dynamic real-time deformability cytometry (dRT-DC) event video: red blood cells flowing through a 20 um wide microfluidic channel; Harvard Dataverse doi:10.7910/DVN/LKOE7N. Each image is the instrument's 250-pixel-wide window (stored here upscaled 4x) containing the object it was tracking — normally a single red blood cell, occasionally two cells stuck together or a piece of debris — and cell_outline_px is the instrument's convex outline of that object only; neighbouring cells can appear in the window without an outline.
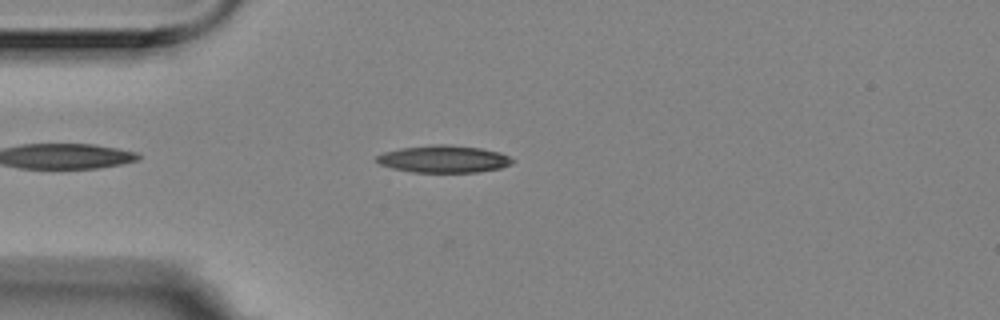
{"species": "Egyptian fruit bat (a non-hibernating species)", "species_latin": "Rousettus aegyptiacus", "temperature_condition": "room temperature", "stored_images_in_passage": 28, "camera_frame_rate_fps": 3000, "um_per_image_px": 0.085, "animal": {"sex": "female"}, "frame": {"image": 1, "passage_image": 6, "time_ms": 1.667, "image_size_px": [1000, 320], "cell_outline_px": [[512, 164], [500, 168], [476, 172], [412, 172], [392, 168], [380, 164], [376, 160], [376, 156], [384, 152], [400, 148], [432, 144], [448, 144], [480, 148], [500, 152], [508, 156], [512, 160]], "centroid_in_image_um": [37.69, 13.51], "position_along_channel_um": 47.3, "area_um2": 21.5}}
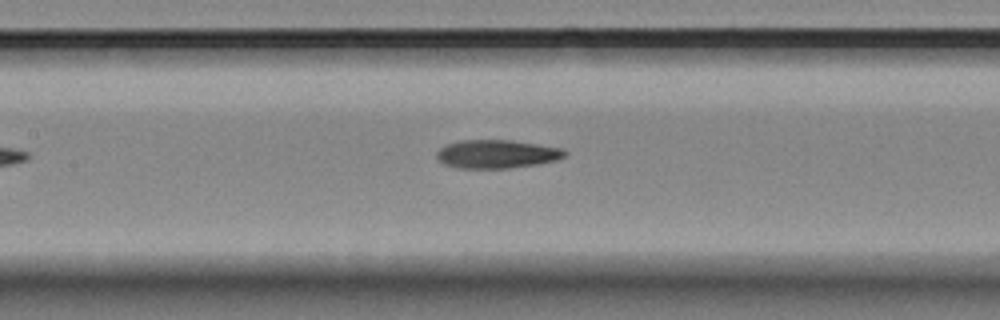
{"frame": {"image": 2, "passage_image": 17, "time_ms": 5.333, "image_size_px": [1000, 320], "cell_outline_px": [[568, 152], [564, 156], [556, 160], [536, 164], [508, 168], [456, 168], [444, 164], [436, 156], [436, 152], [440, 148], [448, 144], [460, 140], [512, 140], [564, 148]], "centroid_in_image_um": [42.24, 13.09], "position_along_channel_um": 165.2, "area_um2": 21.21}}
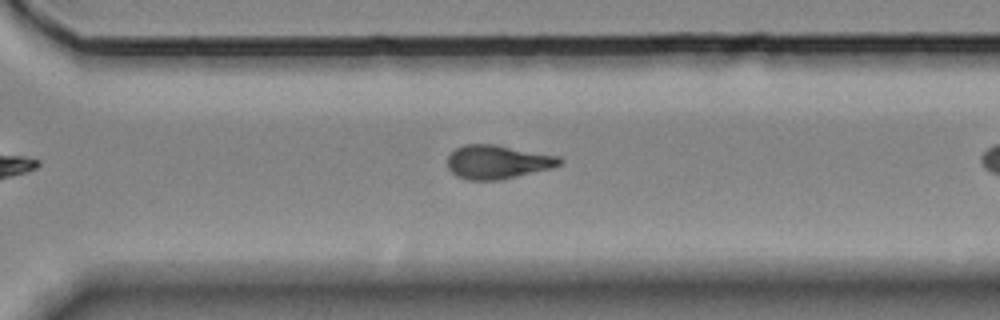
{"frame": {"image": 3, "passage_image": 27, "time_ms": 8.667, "image_size_px": [1000, 320], "cell_outline_px": [[564, 160], [560, 164], [552, 168], [500, 180], [468, 180], [456, 176], [448, 168], [448, 156], [456, 148], [464, 144], [496, 144], [560, 156]], "centroid_in_image_um": [42.31, 13.76], "position_along_channel_um": 328.3, "area_um2": 22.2}}